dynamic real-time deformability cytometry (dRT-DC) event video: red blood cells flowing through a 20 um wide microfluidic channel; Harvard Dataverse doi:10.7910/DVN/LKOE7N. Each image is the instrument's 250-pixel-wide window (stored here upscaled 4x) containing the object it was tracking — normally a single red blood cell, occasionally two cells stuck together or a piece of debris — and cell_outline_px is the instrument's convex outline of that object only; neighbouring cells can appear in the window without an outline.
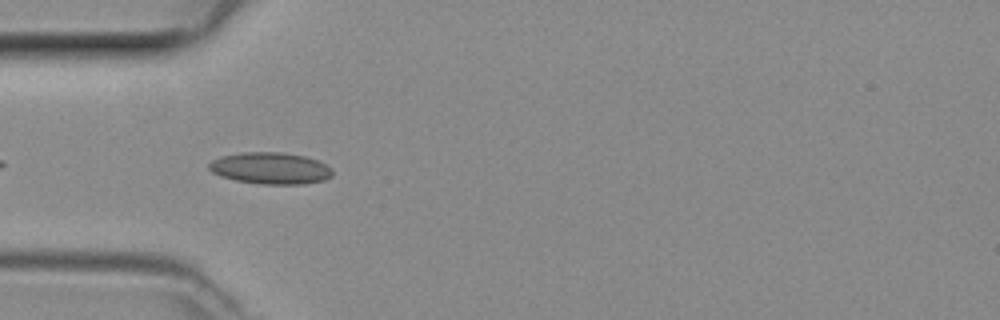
{"species": "common noctule bat (a hibernating species)", "species_latin": "Nyctalus noctula", "temperature_condition": "room temperature", "stored_images_in_passage": 27, "camera_frame_rate_fps": 3000, "um_per_image_px": 0.085, "animal": {"sex": "female", "body_mass_g": 29.2, "forearm_length_mm": 56.3}, "frame": {"image": 1, "passage_image": 3, "time_ms": 0.667, "image_size_px": [1000, 320], "cell_outline_px": [[332, 176], [324, 180], [304, 184], [260, 184], [236, 180], [220, 176], [212, 172], [208, 168], [208, 164], [212, 160], [220, 156], [240, 152], [284, 152], [304, 156], [316, 160], [332, 168]], "centroid_in_image_um": [22.97, 14.29], "position_along_channel_um": 62.0, "area_um2": 22.89}}
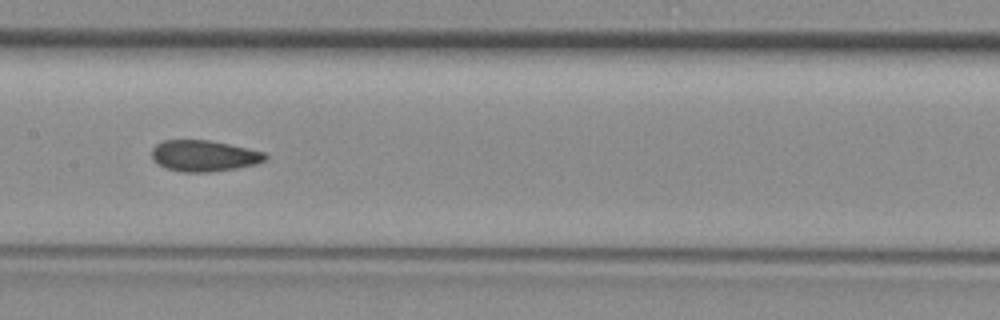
{"frame": {"image": 2, "passage_image": 12, "time_ms": 3.667, "image_size_px": [1000, 320], "cell_outline_px": [[268, 156], [264, 160], [256, 164], [236, 168], [208, 172], [180, 172], [164, 168], [152, 160], [152, 148], [156, 144], [164, 140], [208, 140], [228, 144], [264, 152]], "centroid_in_image_um": [17.29, 13.25], "position_along_channel_um": 190.1, "area_um2": 20.58}}
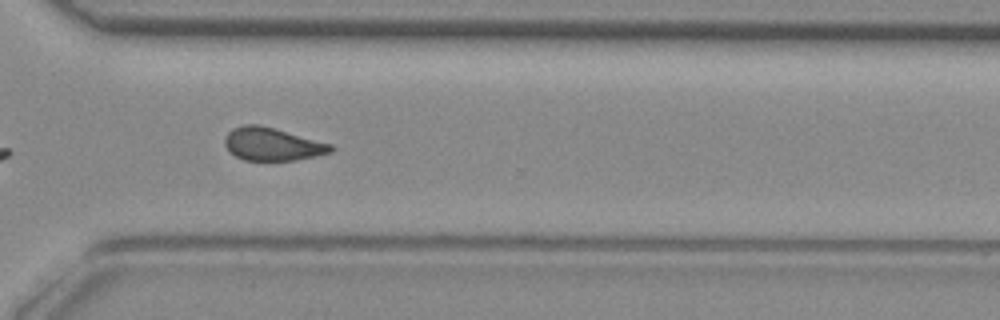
{"frame": {"image": 3, "passage_image": 23, "time_ms": 7.333, "image_size_px": [1000, 320], "cell_outline_px": [[336, 148], [332, 152], [316, 156], [296, 160], [244, 160], [236, 156], [224, 144], [224, 140], [228, 132], [232, 128], [244, 124], [260, 124], [332, 144]], "centroid_in_image_um": [23.17, 12.24], "position_along_channel_um": 347.4, "area_um2": 20.35}}